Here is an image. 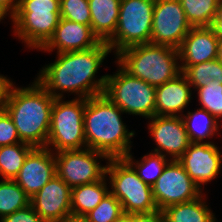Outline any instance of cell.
I'll return each instance as SVG.
<instances>
[{
  "label": "cell",
  "instance_id": "obj_1",
  "mask_svg": "<svg viewBox=\"0 0 222 222\" xmlns=\"http://www.w3.org/2000/svg\"><path fill=\"white\" fill-rule=\"evenodd\" d=\"M109 53L110 47L103 41L88 50L57 53L58 59L43 67L36 81L54 98L63 99L65 92L83 99L102 94L107 75L94 77Z\"/></svg>",
  "mask_w": 222,
  "mask_h": 222
},
{
  "label": "cell",
  "instance_id": "obj_2",
  "mask_svg": "<svg viewBox=\"0 0 222 222\" xmlns=\"http://www.w3.org/2000/svg\"><path fill=\"white\" fill-rule=\"evenodd\" d=\"M121 113L124 112L103 93L86 99V148L101 152L109 159L128 155L131 150L130 139L135 133L126 128Z\"/></svg>",
  "mask_w": 222,
  "mask_h": 222
},
{
  "label": "cell",
  "instance_id": "obj_3",
  "mask_svg": "<svg viewBox=\"0 0 222 222\" xmlns=\"http://www.w3.org/2000/svg\"><path fill=\"white\" fill-rule=\"evenodd\" d=\"M54 99L36 80L26 88L11 86L4 109L21 142L46 147Z\"/></svg>",
  "mask_w": 222,
  "mask_h": 222
},
{
  "label": "cell",
  "instance_id": "obj_4",
  "mask_svg": "<svg viewBox=\"0 0 222 222\" xmlns=\"http://www.w3.org/2000/svg\"><path fill=\"white\" fill-rule=\"evenodd\" d=\"M126 72L158 87L181 74L178 49L152 43L127 47L116 54Z\"/></svg>",
  "mask_w": 222,
  "mask_h": 222
},
{
  "label": "cell",
  "instance_id": "obj_5",
  "mask_svg": "<svg viewBox=\"0 0 222 222\" xmlns=\"http://www.w3.org/2000/svg\"><path fill=\"white\" fill-rule=\"evenodd\" d=\"M60 18V0H19L11 20L14 35L27 47L40 50L52 37Z\"/></svg>",
  "mask_w": 222,
  "mask_h": 222
},
{
  "label": "cell",
  "instance_id": "obj_6",
  "mask_svg": "<svg viewBox=\"0 0 222 222\" xmlns=\"http://www.w3.org/2000/svg\"><path fill=\"white\" fill-rule=\"evenodd\" d=\"M109 190L121 203L125 215L151 213L158 210L152 187L145 184L124 158H111L107 162Z\"/></svg>",
  "mask_w": 222,
  "mask_h": 222
},
{
  "label": "cell",
  "instance_id": "obj_7",
  "mask_svg": "<svg viewBox=\"0 0 222 222\" xmlns=\"http://www.w3.org/2000/svg\"><path fill=\"white\" fill-rule=\"evenodd\" d=\"M86 99L75 98L63 101L55 98L51 113L50 128L46 148L55 149V153L64 150L86 148L84 134V111Z\"/></svg>",
  "mask_w": 222,
  "mask_h": 222
},
{
  "label": "cell",
  "instance_id": "obj_8",
  "mask_svg": "<svg viewBox=\"0 0 222 222\" xmlns=\"http://www.w3.org/2000/svg\"><path fill=\"white\" fill-rule=\"evenodd\" d=\"M117 73L107 75L103 94L124 113L152 118L155 116L156 87L130 75L119 64Z\"/></svg>",
  "mask_w": 222,
  "mask_h": 222
},
{
  "label": "cell",
  "instance_id": "obj_9",
  "mask_svg": "<svg viewBox=\"0 0 222 222\" xmlns=\"http://www.w3.org/2000/svg\"><path fill=\"white\" fill-rule=\"evenodd\" d=\"M154 6L155 0H120L116 31L106 42L111 51L150 43Z\"/></svg>",
  "mask_w": 222,
  "mask_h": 222
},
{
  "label": "cell",
  "instance_id": "obj_10",
  "mask_svg": "<svg viewBox=\"0 0 222 222\" xmlns=\"http://www.w3.org/2000/svg\"><path fill=\"white\" fill-rule=\"evenodd\" d=\"M102 158L109 160L105 154L90 148L60 151L55 153L56 173L71 189L97 182L106 175L107 164L101 166L98 161Z\"/></svg>",
  "mask_w": 222,
  "mask_h": 222
},
{
  "label": "cell",
  "instance_id": "obj_11",
  "mask_svg": "<svg viewBox=\"0 0 222 222\" xmlns=\"http://www.w3.org/2000/svg\"><path fill=\"white\" fill-rule=\"evenodd\" d=\"M153 198L158 210L198 198L202 190L190 178L183 166L170 161L152 186Z\"/></svg>",
  "mask_w": 222,
  "mask_h": 222
},
{
  "label": "cell",
  "instance_id": "obj_12",
  "mask_svg": "<svg viewBox=\"0 0 222 222\" xmlns=\"http://www.w3.org/2000/svg\"><path fill=\"white\" fill-rule=\"evenodd\" d=\"M191 28L179 0H155L150 43L178 49Z\"/></svg>",
  "mask_w": 222,
  "mask_h": 222
},
{
  "label": "cell",
  "instance_id": "obj_13",
  "mask_svg": "<svg viewBox=\"0 0 222 222\" xmlns=\"http://www.w3.org/2000/svg\"><path fill=\"white\" fill-rule=\"evenodd\" d=\"M148 120H151L148 129L158 146L152 151L178 160L191 144L182 117L155 115Z\"/></svg>",
  "mask_w": 222,
  "mask_h": 222
},
{
  "label": "cell",
  "instance_id": "obj_14",
  "mask_svg": "<svg viewBox=\"0 0 222 222\" xmlns=\"http://www.w3.org/2000/svg\"><path fill=\"white\" fill-rule=\"evenodd\" d=\"M222 154L212 143H191L177 160L202 190L201 185L212 181L220 173Z\"/></svg>",
  "mask_w": 222,
  "mask_h": 222
},
{
  "label": "cell",
  "instance_id": "obj_15",
  "mask_svg": "<svg viewBox=\"0 0 222 222\" xmlns=\"http://www.w3.org/2000/svg\"><path fill=\"white\" fill-rule=\"evenodd\" d=\"M55 175V153L46 147H35L27 155L14 181L31 198Z\"/></svg>",
  "mask_w": 222,
  "mask_h": 222
},
{
  "label": "cell",
  "instance_id": "obj_16",
  "mask_svg": "<svg viewBox=\"0 0 222 222\" xmlns=\"http://www.w3.org/2000/svg\"><path fill=\"white\" fill-rule=\"evenodd\" d=\"M34 211L50 222H61L71 215V188L55 175L30 198Z\"/></svg>",
  "mask_w": 222,
  "mask_h": 222
},
{
  "label": "cell",
  "instance_id": "obj_17",
  "mask_svg": "<svg viewBox=\"0 0 222 222\" xmlns=\"http://www.w3.org/2000/svg\"><path fill=\"white\" fill-rule=\"evenodd\" d=\"M100 42L91 26L60 18L52 37L40 50L50 52L55 48L57 53L84 51Z\"/></svg>",
  "mask_w": 222,
  "mask_h": 222
},
{
  "label": "cell",
  "instance_id": "obj_18",
  "mask_svg": "<svg viewBox=\"0 0 222 222\" xmlns=\"http://www.w3.org/2000/svg\"><path fill=\"white\" fill-rule=\"evenodd\" d=\"M218 40L210 27H192L178 48L181 72L189 66L217 59Z\"/></svg>",
  "mask_w": 222,
  "mask_h": 222
},
{
  "label": "cell",
  "instance_id": "obj_19",
  "mask_svg": "<svg viewBox=\"0 0 222 222\" xmlns=\"http://www.w3.org/2000/svg\"><path fill=\"white\" fill-rule=\"evenodd\" d=\"M191 93V85L183 73L156 87L155 115L182 116L181 112L192 98Z\"/></svg>",
  "mask_w": 222,
  "mask_h": 222
},
{
  "label": "cell",
  "instance_id": "obj_20",
  "mask_svg": "<svg viewBox=\"0 0 222 222\" xmlns=\"http://www.w3.org/2000/svg\"><path fill=\"white\" fill-rule=\"evenodd\" d=\"M91 28L100 41L107 42L115 33L120 0H88Z\"/></svg>",
  "mask_w": 222,
  "mask_h": 222
},
{
  "label": "cell",
  "instance_id": "obj_21",
  "mask_svg": "<svg viewBox=\"0 0 222 222\" xmlns=\"http://www.w3.org/2000/svg\"><path fill=\"white\" fill-rule=\"evenodd\" d=\"M106 175L97 182L83 184L71 189V214L86 216L110 191L107 187Z\"/></svg>",
  "mask_w": 222,
  "mask_h": 222
},
{
  "label": "cell",
  "instance_id": "obj_22",
  "mask_svg": "<svg viewBox=\"0 0 222 222\" xmlns=\"http://www.w3.org/2000/svg\"><path fill=\"white\" fill-rule=\"evenodd\" d=\"M203 193L196 199L175 204L162 210L165 222H216L215 215L203 201Z\"/></svg>",
  "mask_w": 222,
  "mask_h": 222
},
{
  "label": "cell",
  "instance_id": "obj_23",
  "mask_svg": "<svg viewBox=\"0 0 222 222\" xmlns=\"http://www.w3.org/2000/svg\"><path fill=\"white\" fill-rule=\"evenodd\" d=\"M181 117L191 143H211L204 142V138H212L215 133L218 134L219 121L204 109L199 108L194 113L189 111Z\"/></svg>",
  "mask_w": 222,
  "mask_h": 222
},
{
  "label": "cell",
  "instance_id": "obj_24",
  "mask_svg": "<svg viewBox=\"0 0 222 222\" xmlns=\"http://www.w3.org/2000/svg\"><path fill=\"white\" fill-rule=\"evenodd\" d=\"M30 144L21 142L0 147V176L14 180L23 166L27 155L34 149Z\"/></svg>",
  "mask_w": 222,
  "mask_h": 222
},
{
  "label": "cell",
  "instance_id": "obj_25",
  "mask_svg": "<svg viewBox=\"0 0 222 222\" xmlns=\"http://www.w3.org/2000/svg\"><path fill=\"white\" fill-rule=\"evenodd\" d=\"M123 158L134 168L142 181L151 187L162 174L166 165L171 161L166 156L152 151L144 155L139 162L138 160L136 162L133 161L131 153L125 155Z\"/></svg>",
  "mask_w": 222,
  "mask_h": 222
},
{
  "label": "cell",
  "instance_id": "obj_26",
  "mask_svg": "<svg viewBox=\"0 0 222 222\" xmlns=\"http://www.w3.org/2000/svg\"><path fill=\"white\" fill-rule=\"evenodd\" d=\"M30 205V197L14 181H0V219Z\"/></svg>",
  "mask_w": 222,
  "mask_h": 222
},
{
  "label": "cell",
  "instance_id": "obj_27",
  "mask_svg": "<svg viewBox=\"0 0 222 222\" xmlns=\"http://www.w3.org/2000/svg\"><path fill=\"white\" fill-rule=\"evenodd\" d=\"M192 27H210L220 0H179Z\"/></svg>",
  "mask_w": 222,
  "mask_h": 222
},
{
  "label": "cell",
  "instance_id": "obj_28",
  "mask_svg": "<svg viewBox=\"0 0 222 222\" xmlns=\"http://www.w3.org/2000/svg\"><path fill=\"white\" fill-rule=\"evenodd\" d=\"M183 74L191 87L197 88L206 86L212 80H216L222 84V62L213 59L200 64L189 66Z\"/></svg>",
  "mask_w": 222,
  "mask_h": 222
},
{
  "label": "cell",
  "instance_id": "obj_29",
  "mask_svg": "<svg viewBox=\"0 0 222 222\" xmlns=\"http://www.w3.org/2000/svg\"><path fill=\"white\" fill-rule=\"evenodd\" d=\"M124 216L120 201L109 192L85 217L88 222H117Z\"/></svg>",
  "mask_w": 222,
  "mask_h": 222
},
{
  "label": "cell",
  "instance_id": "obj_30",
  "mask_svg": "<svg viewBox=\"0 0 222 222\" xmlns=\"http://www.w3.org/2000/svg\"><path fill=\"white\" fill-rule=\"evenodd\" d=\"M201 109L206 110L217 120L222 118V84L212 80L206 86L197 88Z\"/></svg>",
  "mask_w": 222,
  "mask_h": 222
},
{
  "label": "cell",
  "instance_id": "obj_31",
  "mask_svg": "<svg viewBox=\"0 0 222 222\" xmlns=\"http://www.w3.org/2000/svg\"><path fill=\"white\" fill-rule=\"evenodd\" d=\"M60 17L91 26L88 0H60Z\"/></svg>",
  "mask_w": 222,
  "mask_h": 222
},
{
  "label": "cell",
  "instance_id": "obj_32",
  "mask_svg": "<svg viewBox=\"0 0 222 222\" xmlns=\"http://www.w3.org/2000/svg\"><path fill=\"white\" fill-rule=\"evenodd\" d=\"M21 143L11 116L5 109L0 110V147Z\"/></svg>",
  "mask_w": 222,
  "mask_h": 222
},
{
  "label": "cell",
  "instance_id": "obj_33",
  "mask_svg": "<svg viewBox=\"0 0 222 222\" xmlns=\"http://www.w3.org/2000/svg\"><path fill=\"white\" fill-rule=\"evenodd\" d=\"M0 222H50L47 219L41 218L33 209L32 205L17 210L11 215H8L2 219Z\"/></svg>",
  "mask_w": 222,
  "mask_h": 222
},
{
  "label": "cell",
  "instance_id": "obj_34",
  "mask_svg": "<svg viewBox=\"0 0 222 222\" xmlns=\"http://www.w3.org/2000/svg\"><path fill=\"white\" fill-rule=\"evenodd\" d=\"M130 222H165L162 211L151 213L130 214Z\"/></svg>",
  "mask_w": 222,
  "mask_h": 222
},
{
  "label": "cell",
  "instance_id": "obj_35",
  "mask_svg": "<svg viewBox=\"0 0 222 222\" xmlns=\"http://www.w3.org/2000/svg\"><path fill=\"white\" fill-rule=\"evenodd\" d=\"M12 85V81L7 79L6 76L0 75V110L4 109L5 107V103Z\"/></svg>",
  "mask_w": 222,
  "mask_h": 222
},
{
  "label": "cell",
  "instance_id": "obj_36",
  "mask_svg": "<svg viewBox=\"0 0 222 222\" xmlns=\"http://www.w3.org/2000/svg\"><path fill=\"white\" fill-rule=\"evenodd\" d=\"M210 28L219 38H222V0L217 6L216 16L213 18Z\"/></svg>",
  "mask_w": 222,
  "mask_h": 222
},
{
  "label": "cell",
  "instance_id": "obj_37",
  "mask_svg": "<svg viewBox=\"0 0 222 222\" xmlns=\"http://www.w3.org/2000/svg\"><path fill=\"white\" fill-rule=\"evenodd\" d=\"M19 0H0V8L6 13L11 14L10 18H12L18 9Z\"/></svg>",
  "mask_w": 222,
  "mask_h": 222
},
{
  "label": "cell",
  "instance_id": "obj_38",
  "mask_svg": "<svg viewBox=\"0 0 222 222\" xmlns=\"http://www.w3.org/2000/svg\"><path fill=\"white\" fill-rule=\"evenodd\" d=\"M61 222H88L84 216L69 215Z\"/></svg>",
  "mask_w": 222,
  "mask_h": 222
},
{
  "label": "cell",
  "instance_id": "obj_39",
  "mask_svg": "<svg viewBox=\"0 0 222 222\" xmlns=\"http://www.w3.org/2000/svg\"><path fill=\"white\" fill-rule=\"evenodd\" d=\"M217 59L222 62V38H219L218 40V55Z\"/></svg>",
  "mask_w": 222,
  "mask_h": 222
},
{
  "label": "cell",
  "instance_id": "obj_40",
  "mask_svg": "<svg viewBox=\"0 0 222 222\" xmlns=\"http://www.w3.org/2000/svg\"><path fill=\"white\" fill-rule=\"evenodd\" d=\"M117 222H130V214L125 215L121 220Z\"/></svg>",
  "mask_w": 222,
  "mask_h": 222
},
{
  "label": "cell",
  "instance_id": "obj_41",
  "mask_svg": "<svg viewBox=\"0 0 222 222\" xmlns=\"http://www.w3.org/2000/svg\"><path fill=\"white\" fill-rule=\"evenodd\" d=\"M5 16H7V14L0 8V21L6 18Z\"/></svg>",
  "mask_w": 222,
  "mask_h": 222
}]
</instances>
